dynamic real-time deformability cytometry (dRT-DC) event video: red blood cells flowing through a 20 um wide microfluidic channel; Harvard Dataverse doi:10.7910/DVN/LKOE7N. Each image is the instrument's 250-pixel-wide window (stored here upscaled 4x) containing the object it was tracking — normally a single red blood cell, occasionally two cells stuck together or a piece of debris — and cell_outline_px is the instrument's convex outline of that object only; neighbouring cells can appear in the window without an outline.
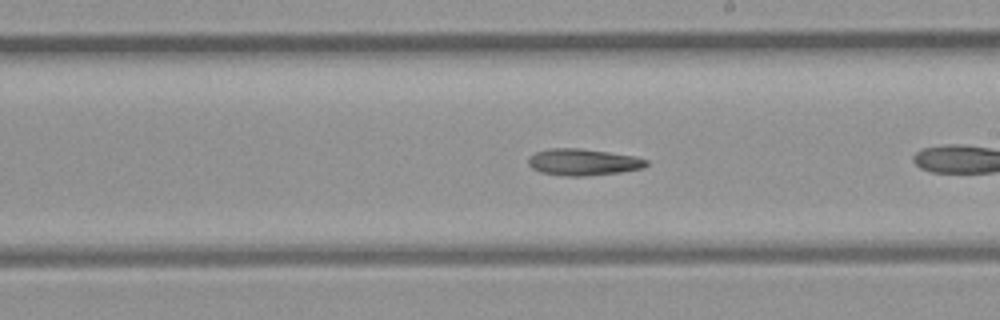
{"species": "common noctule bat (a hibernating species)", "species_latin": "Nyctalus noctula", "temperature_condition": "room temperature", "stored_images_in_passage": 11, "camera_frame_rate_fps": 3000, "um_per_image_px": 0.085, "animal": {"sex": "female", "body_mass_g": 21.9}, "frame": {"image": 1, "passage_image": 10, "time_ms": 3.0, "image_size_px": [1000, 320], "cell_outline_px": [[648, 164], [644, 168], [620, 172], [588, 176], [564, 176], [540, 172], [532, 168], [528, 164], [528, 156], [536, 152], [548, 148], [580, 148], [608, 152], [632, 156], [648, 160]], "centroid_in_image_um": [49.53, 13.78], "position_along_channel_um": 239.5, "area_um2": 18.38}}